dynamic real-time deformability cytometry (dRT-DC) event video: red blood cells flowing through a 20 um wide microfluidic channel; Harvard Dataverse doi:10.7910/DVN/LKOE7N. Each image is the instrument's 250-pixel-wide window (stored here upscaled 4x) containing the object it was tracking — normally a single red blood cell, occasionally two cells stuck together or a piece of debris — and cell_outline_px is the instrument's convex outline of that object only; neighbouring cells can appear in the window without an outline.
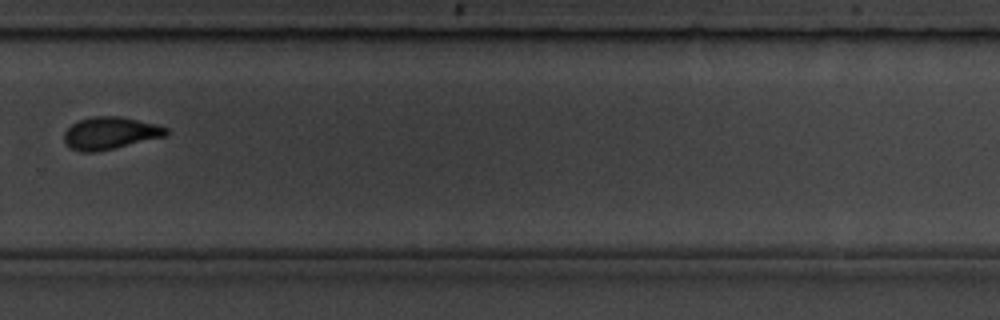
{"species": "common noctule bat (a hibernating species)", "species_latin": "Nyctalus noctula", "temperature_condition": "room temperature", "stored_images_in_passage": 15, "camera_frame_rate_fps": 3000, "um_per_image_px": 0.085, "animal": {"sex": "male", "body_mass_g": 19.5, "forearm_length_mm": 54.6}, "frame": {"image": 1, "passage_image": 11, "time_ms": 12.333, "image_size_px": [1000, 320], "cell_outline_px": [[168, 132], [164, 136], [96, 152], [80, 152], [72, 148], [64, 140], [64, 132], [72, 124], [80, 120], [92, 116], [120, 116], [156, 124], [168, 128]], "centroid_in_image_um": [9.34, 11.3], "position_along_channel_um": 320.5, "area_um2": 18.9}, "authors_computed_cell_mechanics": {"area_um2": 20.1722, "velocity_mm_per_s": 3.7635, "shape_relaxation_time_tau1_ms": 4.0267, "shape_relaxation_time_tau2_ms": 1.4714, "deformation_change_tau1": 0.1116, "deformation_change_tau2": 0.0591}}